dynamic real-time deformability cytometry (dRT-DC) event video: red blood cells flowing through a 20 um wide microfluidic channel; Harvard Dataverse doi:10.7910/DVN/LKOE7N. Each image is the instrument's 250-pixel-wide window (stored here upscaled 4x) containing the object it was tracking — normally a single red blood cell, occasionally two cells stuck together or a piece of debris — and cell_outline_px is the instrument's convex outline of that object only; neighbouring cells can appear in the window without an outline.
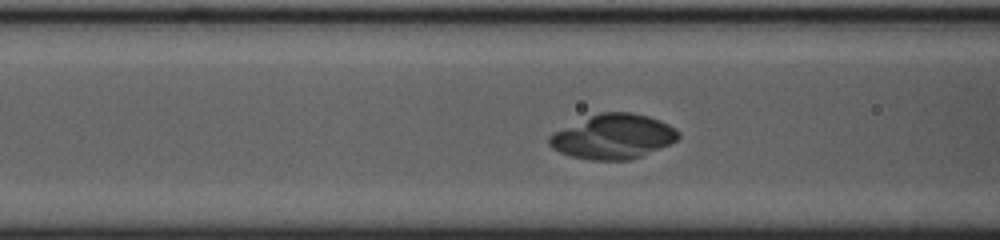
{"species": "common noctule bat (a hibernating species)", "species_latin": "Nyctalus noctula", "temperature_condition": "cold", "stored_images_in_passage": 42, "camera_frame_rate_fps": 3000, "um_per_image_px": 0.085, "animal": {"sex": "female", "body_mass_g": 23.0, "forearm_length_mm": 53.4}, "frame": {"image": 1, "passage_image": 15, "time_ms": 4.667, "image_size_px": [1000, 240], "cell_outline_px": [[680, 136], [676, 140], [668, 144], [632, 160], [592, 160], [572, 156], [560, 152], [552, 148], [548, 144], [548, 140], [556, 132], [600, 112], [632, 112], [648, 116], [660, 120], [676, 128], [680, 132]], "centroid_in_image_um": [52.17, 11.62], "position_along_channel_um": 114.4, "area_um2": 33.0}}
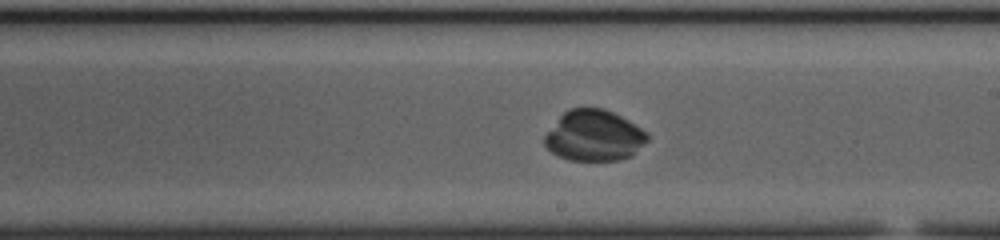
{"frame": {"image": 2, "passage_image": 25, "time_ms": 8.0, "image_size_px": [1000, 240], "cell_outline_px": [[648, 140], [632, 156], [616, 160], [568, 160], [552, 152], [544, 144], [544, 136], [560, 116], [568, 108], [604, 108], [628, 120], [648, 132]], "centroid_in_image_um": [50.51, 11.53], "position_along_channel_um": 238.5, "area_um2": 30.35}}
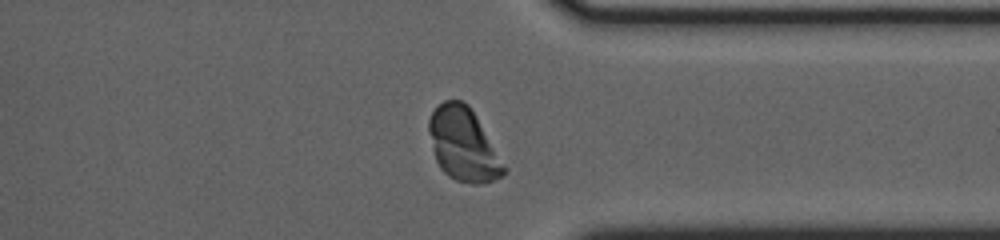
{"frame": {"image": 3, "passage_image": 36, "time_ms": 11.667, "image_size_px": [1000, 240], "cell_outline_px": [[508, 168], [500, 176], [492, 180], [480, 184], [472, 184], [456, 180], [448, 176], [440, 168], [436, 160], [428, 128], [428, 120], [432, 112], [444, 100], [460, 100], [468, 104], [476, 116]], "centroid_in_image_um": [39.39, 12.28], "position_along_channel_um": 372.0, "area_um2": 31.79}}